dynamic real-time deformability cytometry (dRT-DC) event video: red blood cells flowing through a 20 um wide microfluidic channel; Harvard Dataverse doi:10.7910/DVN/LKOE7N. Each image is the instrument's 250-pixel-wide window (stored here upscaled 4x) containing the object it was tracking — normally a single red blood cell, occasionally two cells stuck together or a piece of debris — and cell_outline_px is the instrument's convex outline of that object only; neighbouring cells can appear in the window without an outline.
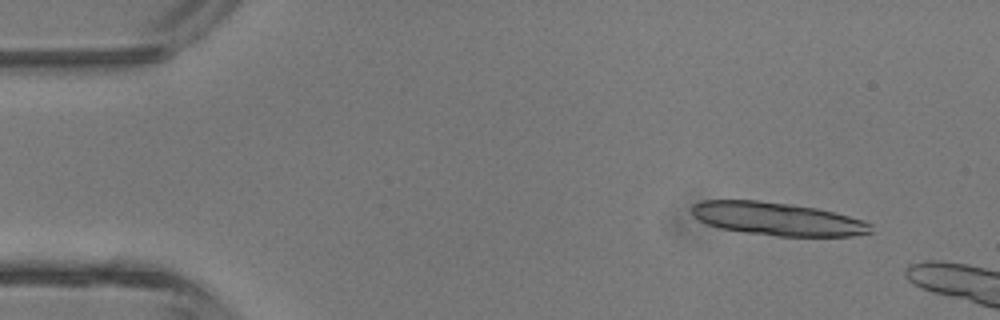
{"species": "common noctule bat (a hibernating species)", "species_latin": "Nyctalus noctula", "temperature_condition": "room temperature", "stored_images_in_passage": 3, "camera_frame_rate_fps": 3000, "um_per_image_px": 0.085, "animal": {"sex": "male", "body_mass_g": 13.3}, "frame": {"image": 1, "passage_image": 1, "time_ms": 0.0, "image_size_px": [1000, 320], "cell_outline_px": [[872, 232], [852, 236], [776, 236], [744, 232], [720, 228], [708, 224], [692, 216], [692, 204], [704, 200], [756, 200], [792, 204], [816, 208], [864, 220], [872, 224]], "centroid_in_image_um": [66.07, 18.6], "position_along_channel_um": 18.9, "area_um2": 34.45}}